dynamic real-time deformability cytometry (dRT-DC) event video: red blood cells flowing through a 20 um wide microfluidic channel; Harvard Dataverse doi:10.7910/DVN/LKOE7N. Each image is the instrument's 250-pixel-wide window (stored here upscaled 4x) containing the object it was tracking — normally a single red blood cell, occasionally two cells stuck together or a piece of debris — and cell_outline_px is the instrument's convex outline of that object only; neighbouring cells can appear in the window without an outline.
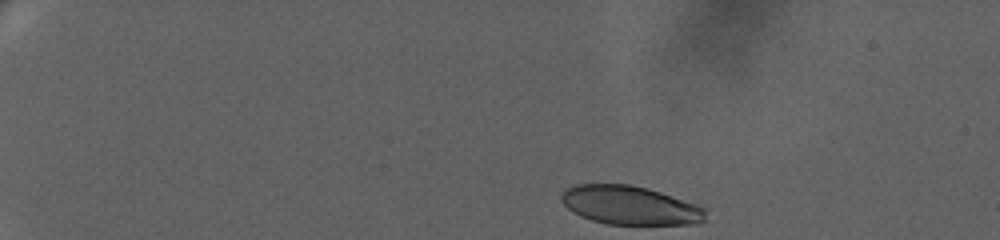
{"species": "human", "species_latin": "Homo sapiens", "temperature_condition": "warm", "stored_images_in_passage": 55, "camera_frame_rate_fps": 3000, "um_per_image_px": 0.085, "donor": {"sex": "female"}, "frame": {"image": 1, "passage_image": 1, "time_ms": 0.0, "image_size_px": [1000, 240], "cell_outline_px": [[708, 220], [700, 224], [608, 224], [592, 220], [580, 216], [572, 212], [560, 200], [560, 196], [568, 188], [576, 184], [628, 184], [648, 188], [696, 204], [704, 208]], "centroid_in_image_um": [53.57, 17.46], "position_along_channel_um": 31.4, "area_um2": 32.6}}
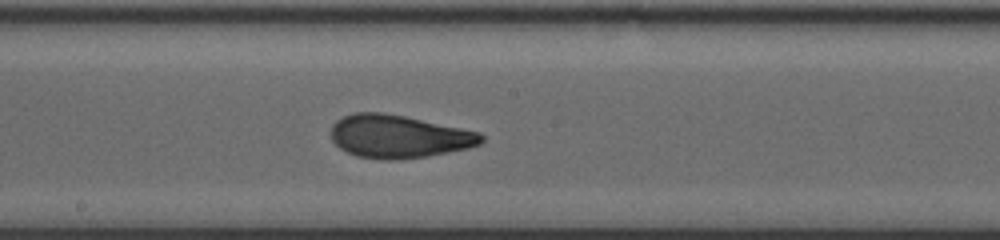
{"frame": {"image": 2, "passage_image": 29, "time_ms": 9.333, "image_size_px": [1000, 240], "cell_outline_px": [[484, 140], [480, 144], [468, 148], [428, 156], [396, 160], [380, 160], [356, 156], [340, 148], [332, 140], [332, 124], [336, 120], [344, 116], [356, 112], [384, 112], [404, 116], [480, 132], [484, 136]], "centroid_in_image_um": [33.88, 11.6], "position_along_channel_um": 214.3, "area_um2": 37.69}}
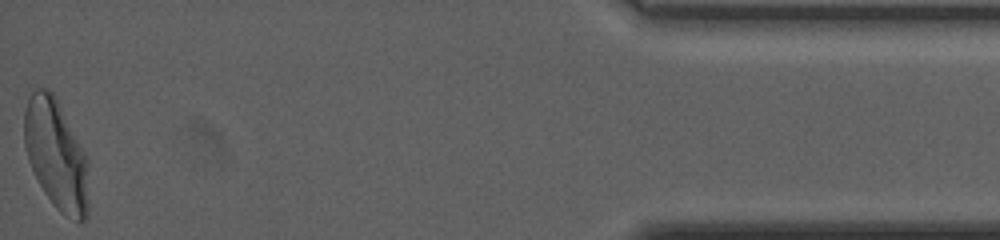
{"frame": {"image": 3, "passage_image": 55, "time_ms": 18.0, "image_size_px": [1000, 240], "cell_outline_px": [[88, 216], [84, 220], [76, 220], [64, 216], [52, 204], [44, 192], [28, 160], [24, 144], [24, 108], [32, 92], [36, 88], [48, 88], [52, 92], [88, 156]], "centroid_in_image_um": [4.79, 13.16], "position_along_channel_um": 430.4, "area_um2": 41.44}, "authors_computed_cell_mechanics": {"area_um2": 37.1076, "velocity_mm_per_s": 3.2548, "shape_relaxation_time_tau1_ms": 6.2589, "shape_relaxation_time_tau2_ms": 1.1154, "deformation_change_tau1": 0.2107, "deformation_change_tau2": 0.08}}